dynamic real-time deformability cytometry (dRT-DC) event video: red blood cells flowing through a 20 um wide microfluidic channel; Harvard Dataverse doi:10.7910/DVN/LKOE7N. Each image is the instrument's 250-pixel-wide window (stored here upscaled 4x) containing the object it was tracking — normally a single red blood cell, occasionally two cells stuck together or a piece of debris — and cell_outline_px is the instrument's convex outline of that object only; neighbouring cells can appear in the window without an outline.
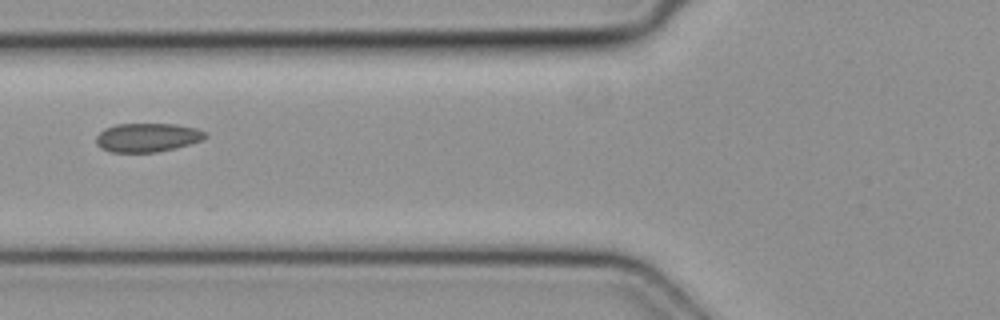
{"species": "common noctule bat (a hibernating species)", "species_latin": "Nyctalus noctula", "temperature_condition": "cold", "stored_images_in_passage": 11, "camera_frame_rate_fps": 3000, "um_per_image_px": 0.085, "animal": {"sex": "female", "body_mass_g": 19.3, "forearm_length_mm": 54.1}, "frame": {"image": 1, "passage_image": 4, "time_ms": 1.0, "image_size_px": [1000, 320], "cell_outline_px": [[208, 136], [200, 140], [176, 148], [156, 152], [112, 152], [100, 148], [96, 144], [96, 136], [104, 128], [116, 124], [176, 124], [196, 128], [208, 132]], "centroid_in_image_um": [12.52, 11.68], "position_along_channel_um": 113.3, "area_um2": 18.38}}